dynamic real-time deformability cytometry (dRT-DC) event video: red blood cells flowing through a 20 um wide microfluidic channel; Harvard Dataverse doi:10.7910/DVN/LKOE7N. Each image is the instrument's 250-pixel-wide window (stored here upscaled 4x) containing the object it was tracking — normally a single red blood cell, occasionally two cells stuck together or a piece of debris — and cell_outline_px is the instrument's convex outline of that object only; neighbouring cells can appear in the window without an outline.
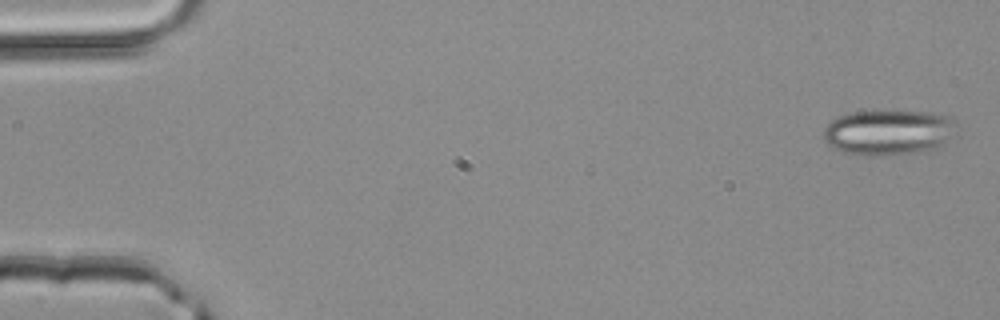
{"species": "common noctule bat (a hibernating species)", "species_latin": "Nyctalus noctula", "temperature_condition": "room temperature", "stored_images_in_passage": 4, "segment_of_instrument_passage": [1, 2], "camera_frame_rate_fps": 3000, "um_per_image_px": 0.085, "animal": {"sex": "male", "body_mass_g": 20.4}, "frame": {"image": 1, "passage_image": 1, "time_ms": 0.0, "image_size_px": [1000, 320], "cell_outline_px": [[960, 124], [952, 136], [936, 148], [928, 152], [884, 156], [852, 156], [840, 152], [832, 148], [824, 140], [824, 128], [836, 116], [852, 112], [872, 108], [892, 108], [932, 112], [952, 116]], "centroid_in_image_um": [75.54, 11.21], "position_along_channel_um": 9.5, "area_um2": 37.51}}
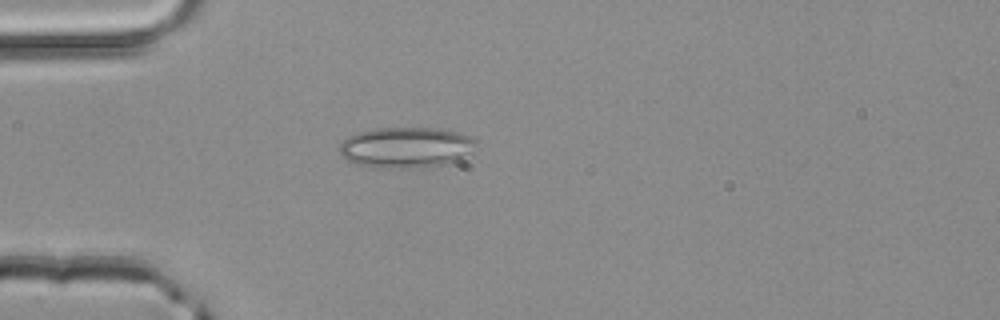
{"frame": {"image": 2, "passage_image": 3, "time_ms": 0.667, "image_size_px": [1000, 320], "cell_outline_px": [[476, 144], [468, 156], [444, 164], [396, 168], [376, 168], [356, 164], [348, 160], [340, 152], [340, 144], [348, 136], [360, 132], [376, 128], [440, 128], [472, 136], [476, 140]], "centroid_in_image_um": [34.53, 12.52], "position_along_channel_um": 50.5, "area_um2": 32.19}}